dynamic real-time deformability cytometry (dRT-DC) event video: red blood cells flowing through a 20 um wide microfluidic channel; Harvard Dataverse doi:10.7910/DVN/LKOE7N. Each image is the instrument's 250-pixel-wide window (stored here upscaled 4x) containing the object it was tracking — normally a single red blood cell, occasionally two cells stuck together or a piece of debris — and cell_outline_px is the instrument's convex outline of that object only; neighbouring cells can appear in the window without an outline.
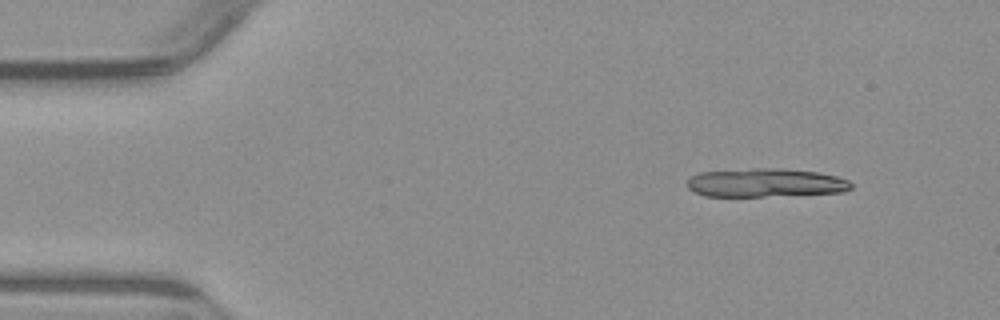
{"species": "common noctule bat (a hibernating species)", "species_latin": "Nyctalus noctula", "temperature_condition": "warm", "stored_images_in_passage": 7, "camera_frame_rate_fps": 3000, "um_per_image_px": 0.085, "animal": {"sex": "male", "body_mass_g": 23.1, "forearm_length_mm": 52.7}, "frame": {"image": 1, "passage_image": 1, "time_ms": 0.0, "image_size_px": [1000, 320], "cell_outline_px": [[852, 188], [844, 192], [764, 196], [704, 196], [692, 192], [688, 188], [688, 180], [692, 176], [700, 172], [756, 168], [772, 168], [816, 172], [836, 176], [848, 180], [852, 184]], "centroid_in_image_um": [65.04, 15.54], "position_along_channel_um": 20.0, "area_um2": 27.11}}
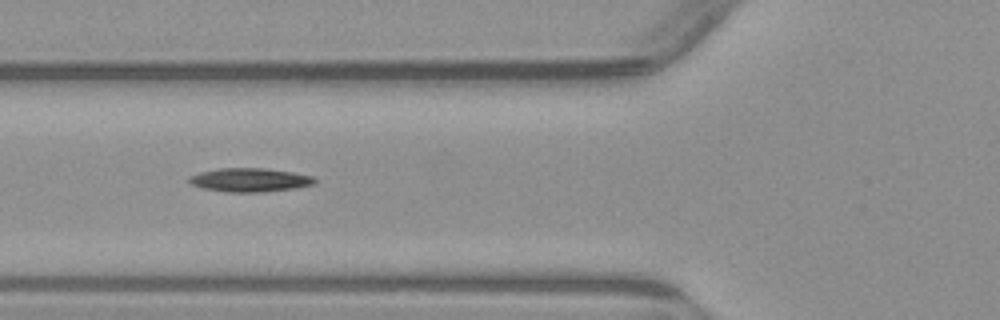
{"frame": {"image": 2, "passage_image": 5, "time_ms": 4.667, "image_size_px": [1000, 320], "cell_outline_px": [[316, 180], [312, 184], [292, 188], [264, 192], [228, 192], [204, 188], [192, 184], [188, 180], [192, 176], [200, 172], [220, 168], [264, 168], [292, 172], [312, 176]], "centroid_in_image_um": [21.23, 15.29], "position_along_channel_um": 104.6, "area_um2": 16.99}}
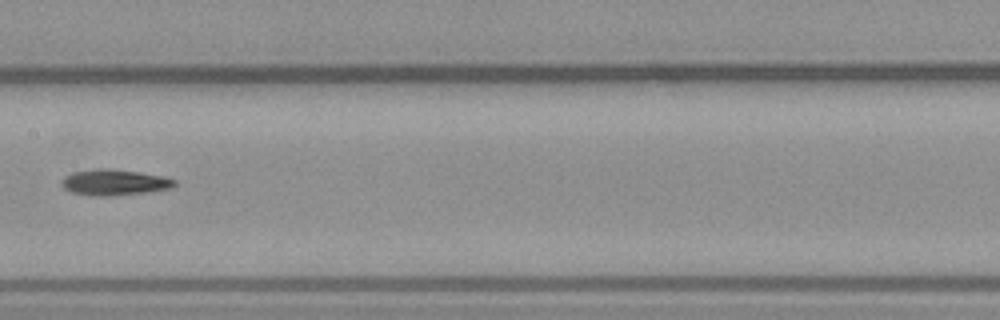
{"frame": {"image": 3, "passage_image": 7, "time_ms": 7.0, "image_size_px": [1000, 320], "cell_outline_px": [[176, 184], [168, 188], [144, 192], [108, 196], [92, 196], [72, 192], [64, 188], [64, 180], [68, 176], [76, 172], [96, 168], [108, 168], [136, 172], [160, 176], [176, 180]], "centroid_in_image_um": [9.73, 15.5], "position_along_channel_um": 197.7, "area_um2": 16.36}}